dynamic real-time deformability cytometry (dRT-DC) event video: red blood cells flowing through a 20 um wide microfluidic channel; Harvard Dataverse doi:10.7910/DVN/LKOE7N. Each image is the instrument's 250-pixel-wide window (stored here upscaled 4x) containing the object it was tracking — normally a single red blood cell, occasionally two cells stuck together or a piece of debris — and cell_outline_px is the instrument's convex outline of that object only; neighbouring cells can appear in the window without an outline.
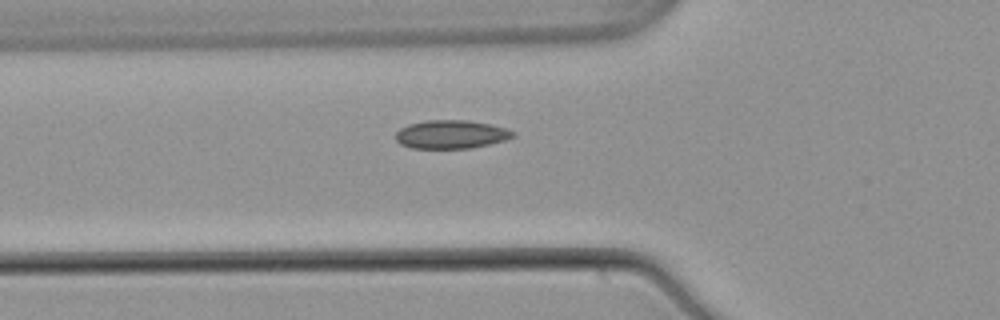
{"species": "common noctule bat (a hibernating species)", "species_latin": "Nyctalus noctula", "temperature_condition": "warm", "stored_images_in_passage": 37, "segment_of_instrument_passage": [1, 2], "camera_frame_rate_fps": 3000, "um_per_image_px": 0.085, "animal": {"sex": "male", "body_mass_g": 21.5, "forearm_length_mm": 52.0}, "frame": {"image": 1, "passage_image": 2, "time_ms": 0.333, "image_size_px": [1000, 320], "cell_outline_px": [[516, 136], [504, 140], [472, 148], [412, 148], [400, 144], [396, 140], [396, 132], [400, 128], [408, 124], [428, 120], [468, 120], [492, 124], [516, 132]], "centroid_in_image_um": [38.35, 11.41], "position_along_channel_um": 87.5, "area_um2": 19.48}}
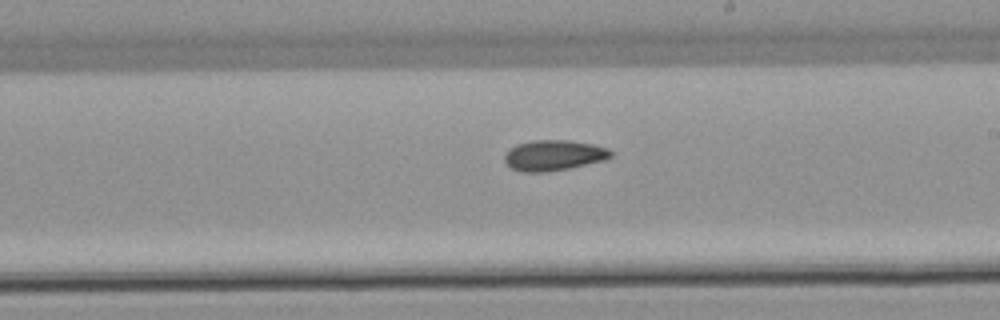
{"frame": {"image": 2, "passage_image": 14, "time_ms": 4.333, "image_size_px": [1000, 320], "cell_outline_px": [[612, 156], [604, 160], [568, 168], [544, 172], [524, 172], [512, 168], [504, 160], [504, 156], [508, 148], [516, 144], [532, 140], [568, 140], [592, 144], [608, 148], [612, 152]], "centroid_in_image_um": [47.04, 13.19], "position_along_channel_um": 242.0, "area_um2": 18.84}}
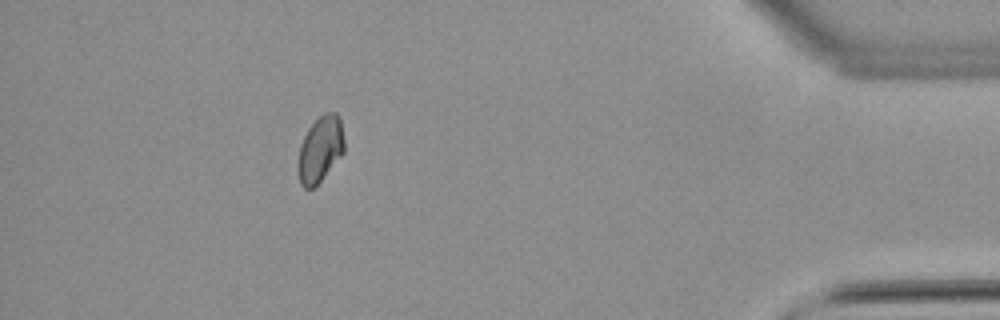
{"frame": {"image": 3, "passage_image": 31, "time_ms": 10.0, "image_size_px": [1000, 320], "cell_outline_px": [[344, 152], [320, 180], [312, 188], [304, 188], [300, 184], [296, 168], [296, 164], [300, 144], [308, 128], [324, 112], [336, 112], [340, 120], [344, 140]], "centroid_in_image_um": [27.18, 12.68], "position_along_channel_um": 408.0, "area_um2": 17.74}}